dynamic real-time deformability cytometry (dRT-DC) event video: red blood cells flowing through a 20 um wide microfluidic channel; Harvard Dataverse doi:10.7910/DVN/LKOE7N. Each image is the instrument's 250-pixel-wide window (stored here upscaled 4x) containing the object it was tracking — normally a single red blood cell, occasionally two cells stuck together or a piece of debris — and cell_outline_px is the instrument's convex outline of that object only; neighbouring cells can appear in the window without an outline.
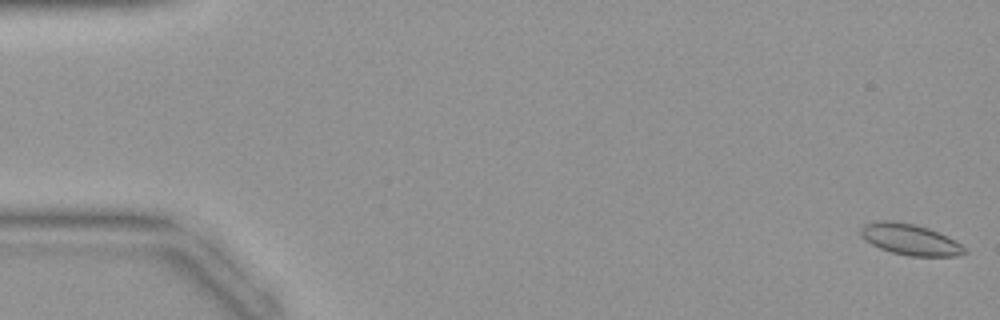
{"species": "common noctule bat (a hibernating species)", "species_latin": "Nyctalus noctula", "temperature_condition": "warm", "stored_images_in_passage": 44, "camera_frame_rate_fps": 3000, "um_per_image_px": 0.085, "animal": {"sex": "female", "body_mass_g": 19.9}, "frame": {"image": 1, "passage_image": 1, "time_ms": 0.0, "image_size_px": [1000, 320], "cell_outline_px": [[968, 252], [956, 256], [908, 256], [892, 252], [880, 248], [864, 240], [860, 232], [860, 228], [864, 224], [880, 220], [892, 220], [912, 224], [928, 228], [948, 236], [956, 240]], "centroid_in_image_um": [77.35, 20.35], "position_along_channel_um": 7.7, "area_um2": 18.79}}
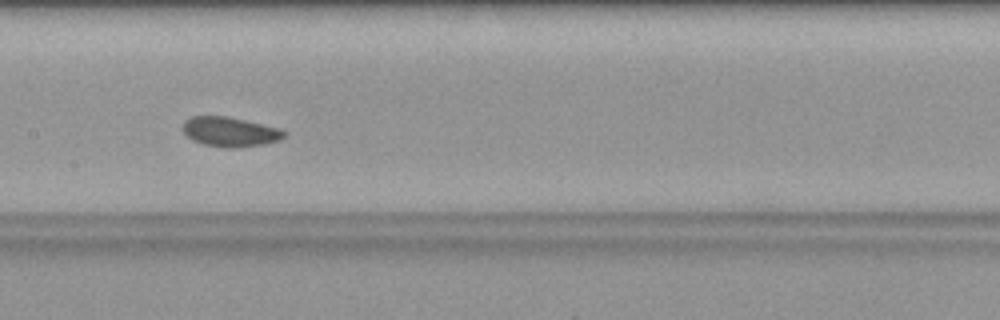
{"frame": {"image": 2, "passage_image": 22, "time_ms": 7.0, "image_size_px": [1000, 320], "cell_outline_px": [[288, 132], [280, 140], [264, 144], [236, 148], [224, 148], [204, 144], [192, 140], [184, 132], [184, 120], [192, 116], [228, 116], [280, 128]], "centroid_in_image_um": [19.58, 11.2], "position_along_channel_um": 187.8, "area_um2": 17.57}}
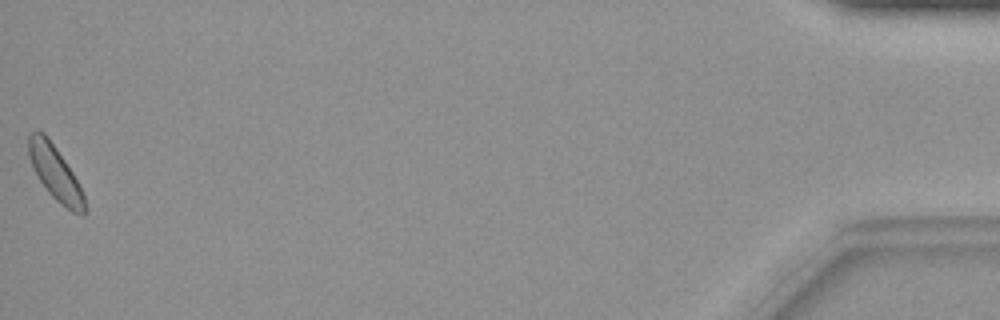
{"frame": {"image": 3, "passage_image": 44, "time_ms": 14.333, "image_size_px": [1000, 320], "cell_outline_px": [[88, 212], [84, 216], [80, 216], [72, 212], [60, 204], [48, 192], [36, 176], [32, 168], [28, 156], [28, 132], [36, 128], [44, 132], [48, 136], [72, 172], [84, 196], [88, 208]], "centroid_in_image_um": [4.68, 14.7], "position_along_channel_um": 430.5, "area_um2": 18.21}}